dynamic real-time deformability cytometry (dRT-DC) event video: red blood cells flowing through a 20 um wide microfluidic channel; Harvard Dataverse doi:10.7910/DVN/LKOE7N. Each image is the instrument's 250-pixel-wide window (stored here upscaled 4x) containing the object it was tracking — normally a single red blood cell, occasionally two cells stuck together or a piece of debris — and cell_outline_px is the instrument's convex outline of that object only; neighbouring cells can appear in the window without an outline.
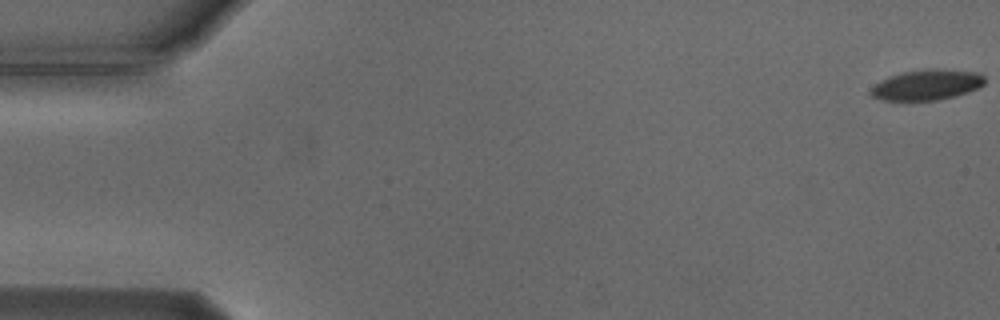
{"species": "Egyptian fruit bat (a non-hibernating species)", "species_latin": "Rousettus aegyptiacus", "temperature_condition": "cold", "stored_images_in_passage": 15, "camera_frame_rate_fps": 3000, "um_per_image_px": 0.085, "animal": {"sex": "male"}, "frame": {"image": 1, "passage_image": 1, "time_ms": 0.0, "image_size_px": [1000, 320], "cell_outline_px": [[984, 84], [980, 88], [956, 96], [936, 100], [884, 100], [872, 96], [868, 92], [880, 80], [888, 76], [904, 72], [924, 68], [936, 68], [980, 72], [984, 76]], "centroid_in_image_um": [78.82, 7.19], "position_along_channel_um": 6.2, "area_um2": 20.46}}
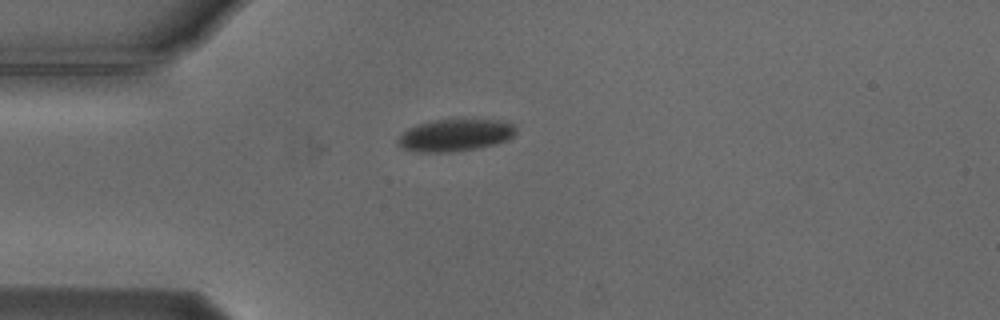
{"frame": {"image": 2, "passage_image": 15, "time_ms": 4.667, "image_size_px": [1000, 320], "cell_outline_px": [[516, 132], [508, 140], [476, 148], [452, 152], [420, 152], [400, 148], [396, 144], [396, 140], [408, 128], [416, 124], [432, 120], [496, 120], [512, 124], [516, 128]], "centroid_in_image_um": [38.62, 11.5], "position_along_channel_um": 46.4, "area_um2": 21.96}}